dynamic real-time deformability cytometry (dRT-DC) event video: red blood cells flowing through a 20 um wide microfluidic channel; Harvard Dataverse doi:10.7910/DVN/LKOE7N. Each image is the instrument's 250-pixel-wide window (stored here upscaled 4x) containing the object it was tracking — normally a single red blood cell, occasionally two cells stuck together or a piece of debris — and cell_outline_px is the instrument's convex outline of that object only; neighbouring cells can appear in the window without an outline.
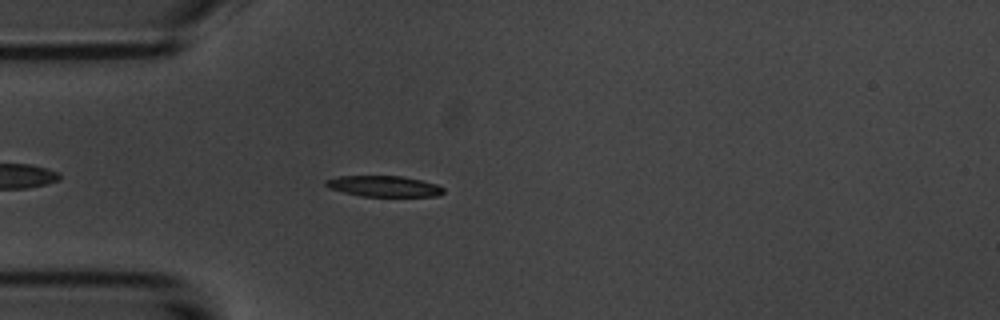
{"species": "common noctule bat (a hibernating species)", "species_latin": "Nyctalus noctula", "temperature_condition": "room temperature", "stored_images_in_passage": 1, "camera_frame_rate_fps": 3000, "um_per_image_px": 0.085, "animal": {"sex": "male", "body_mass_g": 20.1, "forearm_length_mm": 53.5}, "frame": {"image": 1, "passage_image": 1, "time_ms": 0.0, "image_size_px": [1000, 320], "cell_outline_px": [[444, 192], [440, 196], [360, 196], [328, 188], [324, 184], [324, 180], [336, 176], [400, 176], [420, 180], [436, 184], [444, 188]], "centroid_in_image_um": [32.6, 15.83], "position_along_channel_um": 52.4, "area_um2": 14.33}}